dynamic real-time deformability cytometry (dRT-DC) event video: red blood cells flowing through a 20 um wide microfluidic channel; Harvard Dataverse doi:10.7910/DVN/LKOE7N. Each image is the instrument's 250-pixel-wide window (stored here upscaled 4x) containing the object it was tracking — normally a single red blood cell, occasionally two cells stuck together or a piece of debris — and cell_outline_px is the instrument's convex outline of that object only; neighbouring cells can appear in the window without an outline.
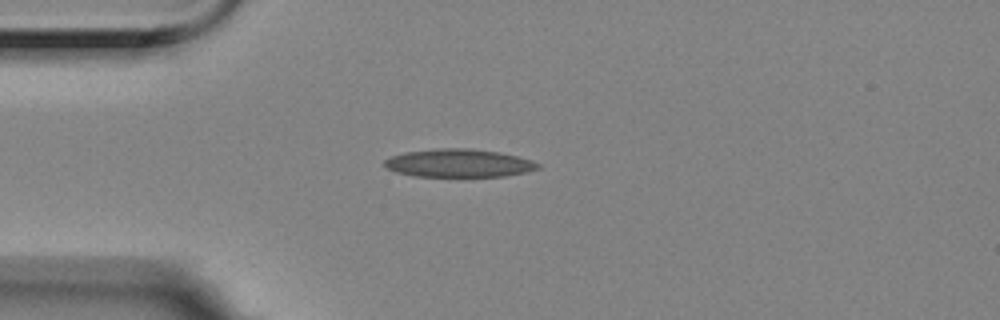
{"species": "Egyptian fruit bat (a non-hibernating species)", "species_latin": "Rousettus aegyptiacus", "temperature_condition": "room temperature", "stored_images_in_passage": 43, "camera_frame_rate_fps": 3000, "um_per_image_px": 0.085, "animal": {"sex": "female"}, "frame": {"image": 1, "passage_image": 1, "time_ms": 0.0, "image_size_px": [1000, 320], "cell_outline_px": [[540, 168], [524, 172], [504, 176], [416, 176], [396, 172], [388, 168], [384, 164], [384, 160], [392, 156], [404, 152], [436, 148], [472, 148], [500, 152], [532, 160], [540, 164]], "centroid_in_image_um": [39.0, 13.85], "position_along_channel_um": 46.0, "area_um2": 25.03}}
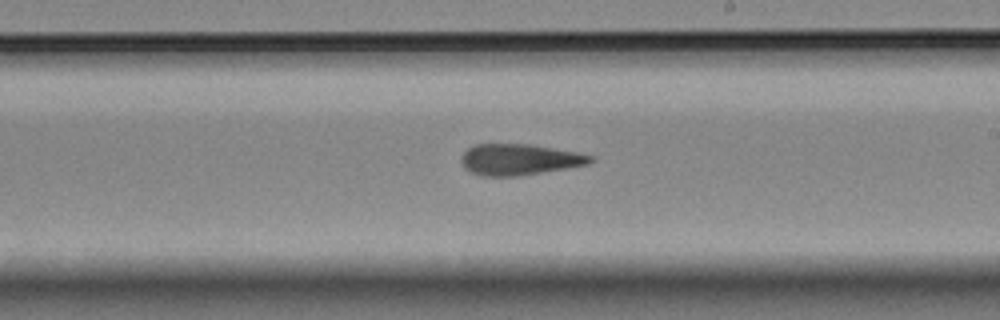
{"frame": {"image": 2, "passage_image": 19, "time_ms": 6.0, "image_size_px": [1000, 320], "cell_outline_px": [[596, 160], [588, 164], [516, 176], [480, 176], [464, 168], [460, 160], [460, 156], [468, 148], [476, 144], [528, 144], [576, 152], [596, 156]], "centroid_in_image_um": [44.13, 13.55], "position_along_channel_um": 244.9, "area_um2": 23.29}}
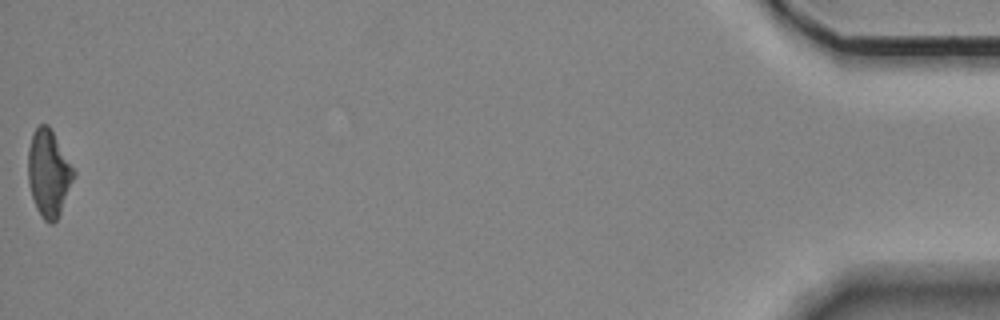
{"frame": {"image": 3, "passage_image": 43, "time_ms": 14.0, "image_size_px": [1000, 320], "cell_outline_px": [[76, 176], [60, 212], [56, 220], [52, 224], [48, 224], [44, 220], [36, 208], [32, 196], [28, 180], [28, 148], [32, 132], [40, 124], [48, 124], [76, 172]], "centroid_in_image_um": [4.14, 14.72], "position_along_channel_um": 431.1, "area_um2": 23.06}, "authors_computed_cell_mechanics": {"area_um2": 23.3512, "velocity_mm_per_s": 3.5356, "shape_relaxation_time_tau1_ms": null, "shape_relaxation_time_tau2_ms": 6.1225, "deformation_change_tau1": null, "deformation_change_tau2": 0.1842}}